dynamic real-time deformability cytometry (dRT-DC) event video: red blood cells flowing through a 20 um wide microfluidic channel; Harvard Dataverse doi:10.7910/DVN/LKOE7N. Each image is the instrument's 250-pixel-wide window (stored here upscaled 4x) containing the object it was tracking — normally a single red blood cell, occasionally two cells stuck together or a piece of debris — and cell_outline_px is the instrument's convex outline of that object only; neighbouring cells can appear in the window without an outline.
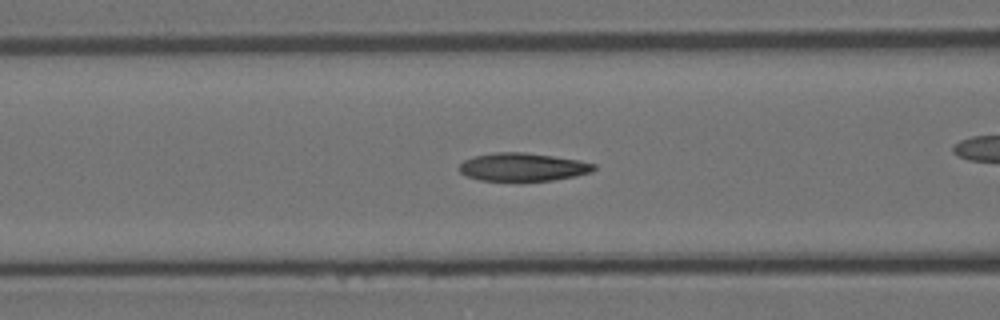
{"species": "Egyptian fruit bat (a non-hibernating species)", "species_latin": "Rousettus aegyptiacus", "temperature_condition": "room temperature", "stored_images_in_passage": 58, "camera_frame_rate_fps": 3000, "um_per_image_px": 0.085, "animal": {"sex": "female"}, "frame": {"image": 1, "passage_image": 23, "time_ms": 7.333, "image_size_px": [1000, 320], "cell_outline_px": [[596, 168], [592, 172], [576, 176], [552, 180], [480, 180], [468, 176], [460, 172], [460, 164], [464, 160], [472, 156], [496, 152], [524, 152], [580, 160], [596, 164]], "centroid_in_image_um": [44.46, 14.18], "position_along_channel_um": 122.1, "area_um2": 21.91}}
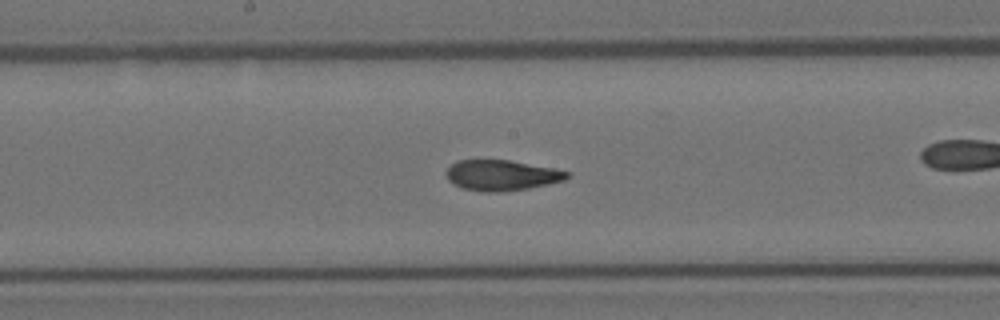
{"frame": {"image": 2, "passage_image": 30, "time_ms": 9.667, "image_size_px": [1000, 320], "cell_outline_px": [[572, 176], [564, 180], [548, 184], [528, 188], [500, 192], [484, 192], [464, 188], [448, 180], [444, 172], [456, 160], [508, 160], [552, 168], [568, 172]], "centroid_in_image_um": [42.63, 14.9], "position_along_channel_um": 205.6, "area_um2": 21.33}}
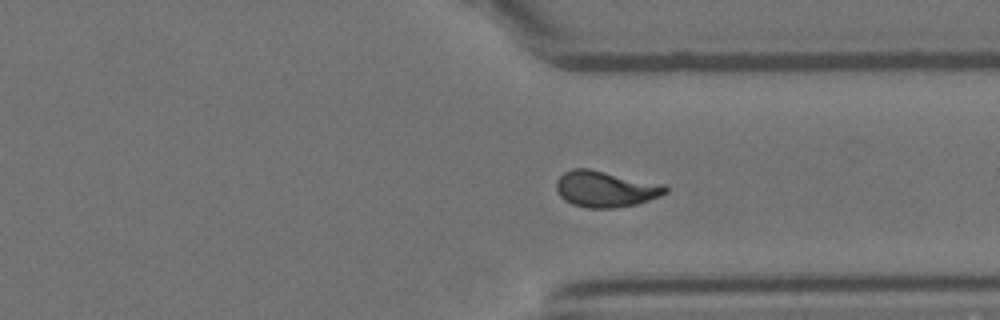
{"frame": {"image": 3, "passage_image": 43, "time_ms": 14.0, "image_size_px": [1000, 320], "cell_outline_px": [[668, 192], [660, 196], [636, 204], [612, 208], [584, 208], [572, 204], [564, 200], [560, 196], [556, 188], [556, 180], [564, 172], [572, 168], [588, 168], [664, 184], [668, 188]], "centroid_in_image_um": [51.45, 16.06], "position_along_channel_um": 360.0, "area_um2": 23.06}, "authors_computed_cell_mechanics": {"area_um2": 22.0507, "velocity_mm_per_s": 3.5716, "shape_relaxation_time_tau1_ms": 7.636, "shape_relaxation_time_tau2_ms": 2.0049, "deformation_change_tau1": 0.2408, "deformation_change_tau2": 0.0852}}